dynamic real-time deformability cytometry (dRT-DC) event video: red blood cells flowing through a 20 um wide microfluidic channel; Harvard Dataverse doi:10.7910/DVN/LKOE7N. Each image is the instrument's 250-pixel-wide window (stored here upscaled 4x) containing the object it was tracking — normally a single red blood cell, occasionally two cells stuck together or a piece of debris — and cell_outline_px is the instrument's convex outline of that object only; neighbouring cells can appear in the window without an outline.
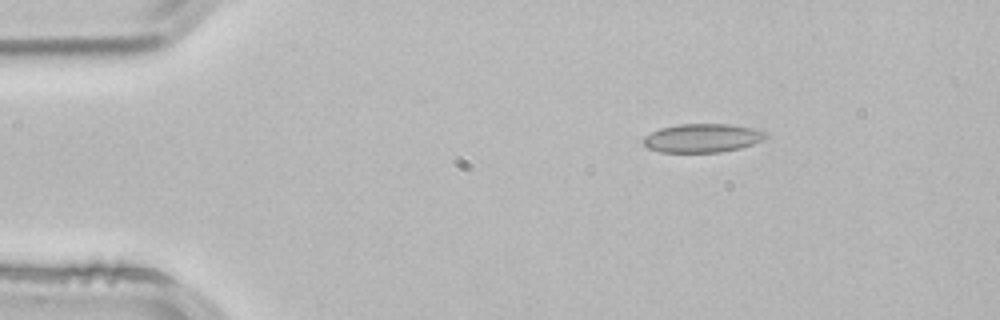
{"species": "common noctule bat (a hibernating species)", "species_latin": "Nyctalus noctula", "temperature_condition": "room temperature", "stored_images_in_passage": 45, "camera_frame_rate_fps": 3000, "um_per_image_px": 0.085, "animal": {"sex": "male", "body_mass_g": 21.5, "forearm_length_mm": 52.0}, "frame": {"image": 1, "passage_image": 1, "time_ms": 0.0, "image_size_px": [1000, 320], "cell_outline_px": [[768, 136], [764, 140], [740, 148], [720, 152], [660, 152], [648, 148], [640, 140], [644, 136], [660, 128], [680, 124], [728, 124], [752, 128], [768, 132]], "centroid_in_image_um": [59.7, 11.73], "position_along_channel_um": 25.3, "area_um2": 20.52}}
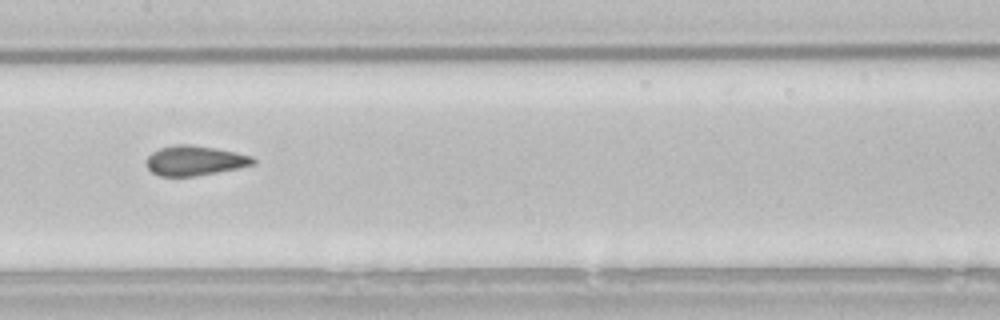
{"frame": {"image": 2, "passage_image": 19, "time_ms": 6.0, "image_size_px": [1000, 320], "cell_outline_px": [[256, 164], [196, 176], [160, 176], [152, 172], [148, 168], [148, 156], [152, 152], [160, 148], [172, 144], [188, 144], [216, 148], [236, 152], [252, 156], [256, 160]], "centroid_in_image_um": [16.57, 13.64], "position_along_channel_um": 190.8, "area_um2": 18.44}}
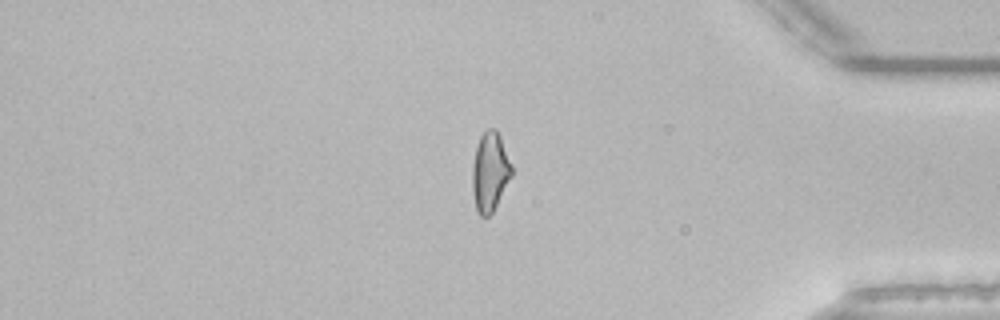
{"frame": {"image": 3, "passage_image": 37, "time_ms": 12.0, "image_size_px": [1000, 320], "cell_outline_px": [[512, 176], [492, 212], [488, 216], [480, 216], [476, 212], [472, 192], [472, 164], [476, 148], [480, 136], [488, 128], [496, 128], [500, 136], [512, 164]], "centroid_in_image_um": [41.64, 14.6], "position_along_channel_um": 393.6, "area_um2": 18.26}, "authors_computed_cell_mechanics": {"area_um2": 18.5538, "velocity_mm_per_s": 3.8663, "shape_relaxation_time_tau1_ms": null, "shape_relaxation_time_tau2_ms": 0.9119, "deformation_change_tau1": null, "deformation_change_tau2": 0.0811}}